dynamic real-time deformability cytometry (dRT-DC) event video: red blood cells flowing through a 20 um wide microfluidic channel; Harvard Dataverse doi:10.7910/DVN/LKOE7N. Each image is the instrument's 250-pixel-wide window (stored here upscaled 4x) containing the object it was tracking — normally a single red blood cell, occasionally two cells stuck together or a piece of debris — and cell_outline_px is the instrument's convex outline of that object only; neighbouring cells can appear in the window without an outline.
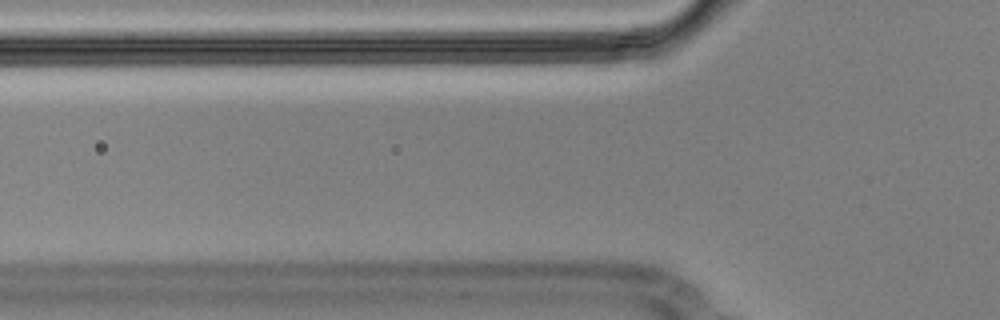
{"species": "Egyptian fruit bat (a non-hibernating species)", "species_latin": "Rousettus aegyptiacus", "temperature_condition": "cold", "stored_images_in_passage": 3, "segment_of_instrument_passage": [2, 2], "camera_frame_rate_fps": 3000, "um_per_image_px": 0.085, "animal": {"sex": "male"}, "frame": {"image": 1, "passage_image": 3, "time_ms": 0.667, "image_size_px": [1000, 320], "cell_outline_px": [[616, 48], [612, 60], [520, 60], [516, 40], [608, 40]], "centroid_in_image_um": [48.08, 4.25], "position_along_channel_um": 77.7, "area_um2": 13.76}}